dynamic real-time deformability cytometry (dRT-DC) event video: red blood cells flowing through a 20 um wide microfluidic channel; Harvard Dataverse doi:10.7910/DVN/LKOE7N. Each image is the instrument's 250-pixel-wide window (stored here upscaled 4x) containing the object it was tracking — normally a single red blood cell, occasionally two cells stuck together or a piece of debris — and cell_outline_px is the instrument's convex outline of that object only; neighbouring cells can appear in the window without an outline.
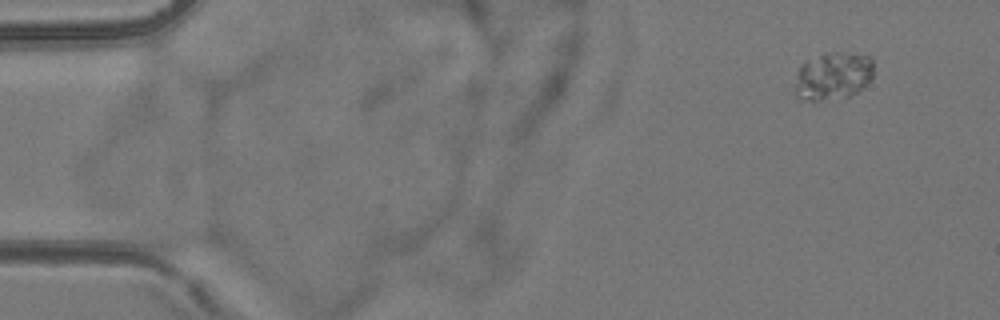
{"species": "common noctule bat (a hibernating species)", "species_latin": "Nyctalus noctula", "temperature_condition": "room temperature", "stored_images_in_passage": 4, "camera_frame_rate_fps": 3000, "um_per_image_px": 0.085, "animal": {"sex": "female", "body_mass_g": 24.6, "forearm_length_mm": 56.2}, "frame": {"image": 1, "passage_image": 1, "time_ms": 0.0, "image_size_px": [1000, 320], "cell_outline_px": [[872, 76], [852, 96], [820, 100], [800, 100], [796, 96], [796, 76], [800, 68], [808, 60], [824, 52], [840, 52], [872, 56]], "centroid_in_image_um": [70.8, 6.45], "position_along_channel_um": 14.2, "area_um2": 21.62}}
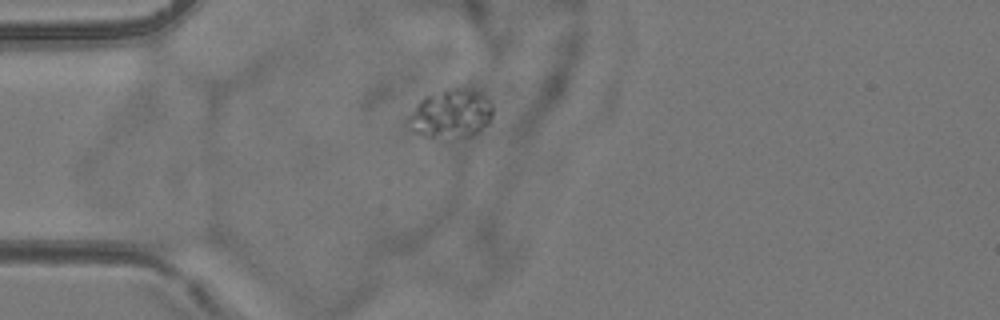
{"frame": {"image": 2, "passage_image": 4, "time_ms": 3.667, "image_size_px": [1000, 320], "cell_outline_px": [[492, 120], [488, 124], [472, 136], [424, 136], [416, 132], [412, 128], [408, 120], [408, 116], [416, 104], [424, 96], [444, 88], [464, 88], [476, 92], [492, 100]], "centroid_in_image_um": [38.36, 9.63], "position_along_channel_um": 46.6, "area_um2": 23.76}}